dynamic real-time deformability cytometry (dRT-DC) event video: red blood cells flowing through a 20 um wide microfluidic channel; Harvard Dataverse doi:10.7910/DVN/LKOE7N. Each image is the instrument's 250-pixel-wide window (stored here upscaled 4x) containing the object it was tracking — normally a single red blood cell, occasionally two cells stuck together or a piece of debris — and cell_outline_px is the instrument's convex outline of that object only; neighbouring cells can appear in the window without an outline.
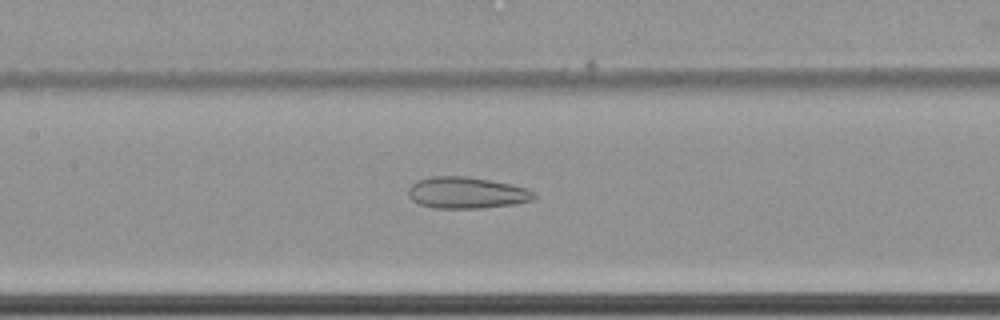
{"species": "common noctule bat (a hibernating species)", "species_latin": "Nyctalus noctula", "temperature_condition": "cold", "stored_images_in_passage": 64, "camera_frame_rate_fps": 3000, "um_per_image_px": 0.085, "animal": {"sex": "female", "body_mass_g": 22.7, "forearm_length_mm": 54.2}, "frame": {"image": 1, "passage_image": 34, "time_ms": 11.0, "image_size_px": [1000, 320], "cell_outline_px": [[536, 196], [532, 200], [516, 204], [484, 208], [432, 208], [420, 204], [412, 200], [408, 196], [408, 188], [416, 180], [428, 176], [468, 176], [512, 184], [528, 188], [536, 192]], "centroid_in_image_um": [39.67, 16.38], "position_along_channel_um": 167.7, "area_um2": 23.47}}
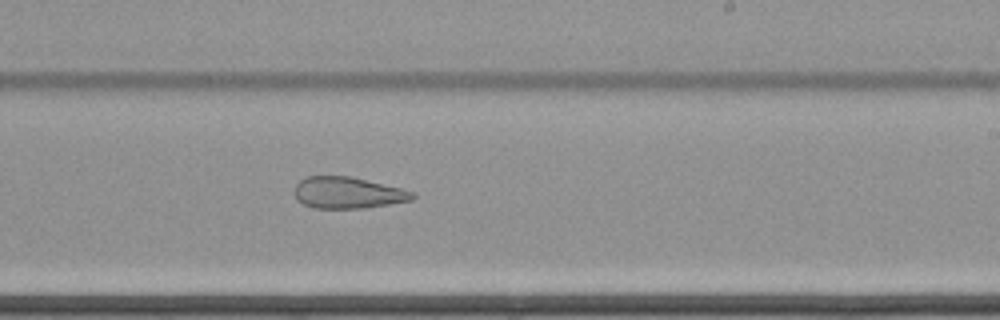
{"frame": {"image": 2, "passage_image": 42, "time_ms": 13.667, "image_size_px": [1000, 320], "cell_outline_px": [[416, 196], [412, 200], [364, 208], [312, 208], [304, 204], [296, 196], [296, 184], [300, 180], [308, 176], [352, 176], [400, 188], [412, 192]], "centroid_in_image_um": [29.57, 16.38], "position_along_channel_um": 259.4, "area_um2": 21.39}}
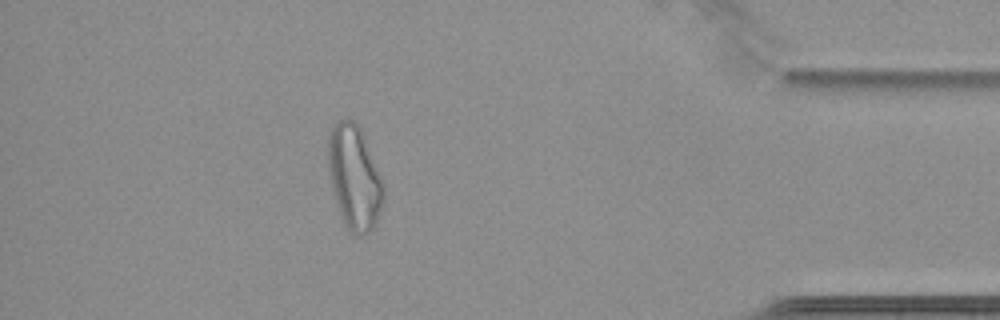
{"frame": {"image": 3, "passage_image": 58, "time_ms": 19.0, "image_size_px": [1000, 320], "cell_outline_px": [[384, 200], [376, 224], [368, 232], [360, 236], [356, 236], [344, 224], [336, 204], [332, 188], [328, 168], [328, 136], [336, 120], [348, 116], [360, 124], [384, 188]], "centroid_in_image_um": [30.11, 15.03], "position_along_channel_um": 405.1, "area_um2": 33.81}}